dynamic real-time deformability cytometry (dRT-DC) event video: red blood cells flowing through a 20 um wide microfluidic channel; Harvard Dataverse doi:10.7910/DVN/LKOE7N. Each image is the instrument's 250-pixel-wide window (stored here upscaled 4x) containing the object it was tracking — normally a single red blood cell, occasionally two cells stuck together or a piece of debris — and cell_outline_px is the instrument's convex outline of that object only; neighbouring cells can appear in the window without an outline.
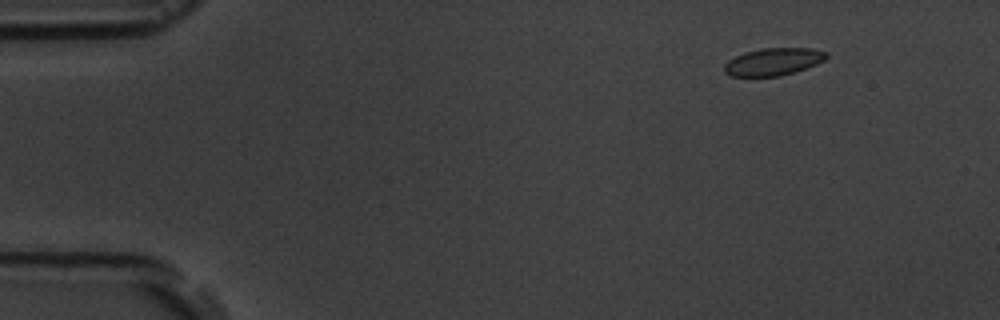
{"species": "common noctule bat (a hibernating species)", "species_latin": "Nyctalus noctula", "temperature_condition": "room temperature", "stored_images_in_passage": 5, "segment_of_instrument_passage": [1, 2], "camera_frame_rate_fps": 3000, "um_per_image_px": 0.085, "animal": {"sex": "male", "body_mass_g": 19.5, "forearm_length_mm": 54.6}, "frame": {"image": 1, "passage_image": 1, "time_ms": 0.0, "image_size_px": [1000, 320], "cell_outline_px": [[828, 56], [824, 60], [816, 64], [780, 76], [732, 76], [724, 72], [724, 64], [728, 60], [744, 52], [760, 48], [812, 48], [828, 52]], "centroid_in_image_um": [65.72, 5.23], "position_along_channel_um": 19.3, "area_um2": 16.24}}
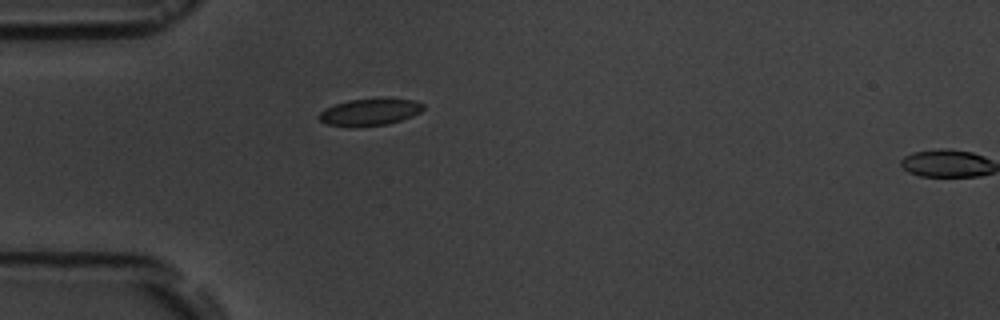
{"frame": {"image": 2, "passage_image": 4, "time_ms": 3.333, "image_size_px": [1000, 320], "cell_outline_px": [[424, 108], [420, 112], [412, 116], [388, 124], [352, 128], [324, 124], [316, 116], [324, 108], [348, 100], [416, 100], [424, 104]], "centroid_in_image_um": [31.35, 9.57], "position_along_channel_um": 53.6, "area_um2": 16.24}}